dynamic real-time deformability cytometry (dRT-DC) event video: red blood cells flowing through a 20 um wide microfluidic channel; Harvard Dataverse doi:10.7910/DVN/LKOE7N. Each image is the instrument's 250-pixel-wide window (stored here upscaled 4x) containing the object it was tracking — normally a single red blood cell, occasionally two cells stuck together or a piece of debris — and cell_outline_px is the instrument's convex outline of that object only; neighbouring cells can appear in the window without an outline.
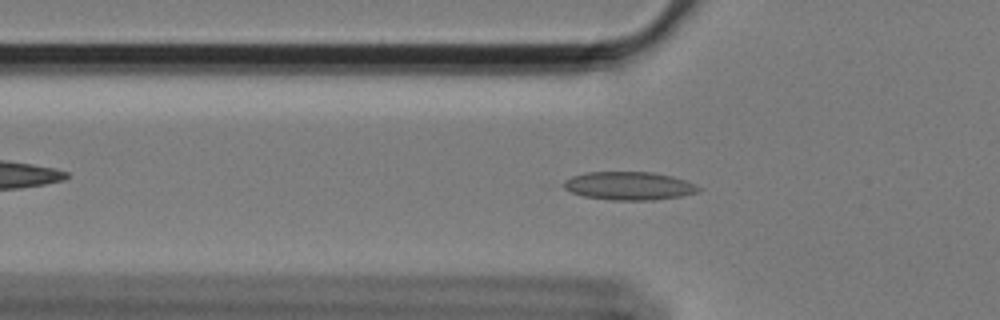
{"species": "Egyptian fruit bat (a non-hibernating species)", "species_latin": "Rousettus aegyptiacus", "temperature_condition": "cold", "stored_images_in_passage": 30, "camera_frame_rate_fps": 3000, "um_per_image_px": 0.085, "animal": {"sex": "female"}, "frame": {"image": 1, "passage_image": 19, "time_ms": 6.0, "image_size_px": [1000, 320], "cell_outline_px": [[700, 188], [696, 192], [680, 196], [652, 200], [612, 200], [584, 196], [572, 192], [564, 188], [560, 184], [564, 180], [572, 176], [584, 172], [652, 172], [672, 176], [684, 180]], "centroid_in_image_um": [53.38, 15.79], "position_along_channel_um": 72.4, "area_um2": 22.02}}
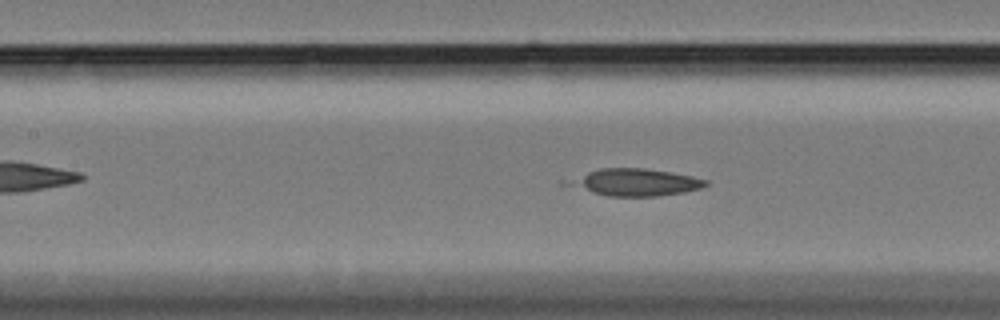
{"frame": {"image": 2, "passage_image": 26, "time_ms": 8.333, "image_size_px": [1000, 320], "cell_outline_px": [[708, 184], [704, 188], [684, 192], [656, 196], [608, 196], [560, 184], [564, 180], [600, 168], [644, 168], [692, 176], [708, 180]], "centroid_in_image_um": [53.95, 15.5], "position_along_channel_um": 153.5, "area_um2": 21.79}}
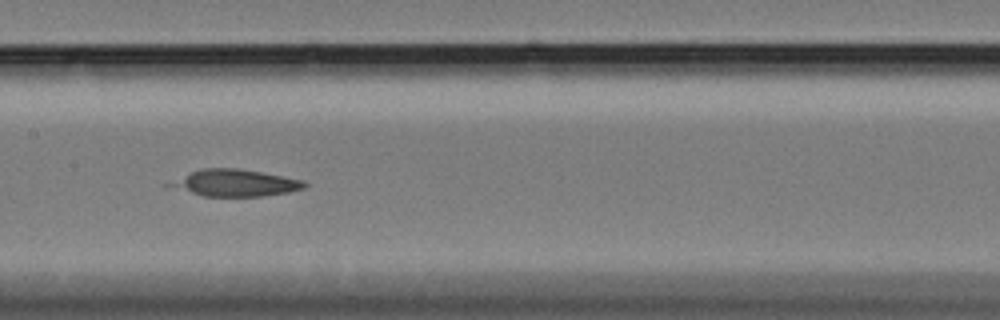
{"frame": {"image": 3, "passage_image": 29, "time_ms": 9.333, "image_size_px": [1000, 320], "cell_outline_px": [[308, 184], [304, 188], [288, 192], [260, 196], [204, 196], [164, 188], [160, 184], [192, 172], [204, 168], [236, 168], [260, 172], [304, 180]], "centroid_in_image_um": [19.83, 15.56], "position_along_channel_um": 187.6, "area_um2": 21.33}}